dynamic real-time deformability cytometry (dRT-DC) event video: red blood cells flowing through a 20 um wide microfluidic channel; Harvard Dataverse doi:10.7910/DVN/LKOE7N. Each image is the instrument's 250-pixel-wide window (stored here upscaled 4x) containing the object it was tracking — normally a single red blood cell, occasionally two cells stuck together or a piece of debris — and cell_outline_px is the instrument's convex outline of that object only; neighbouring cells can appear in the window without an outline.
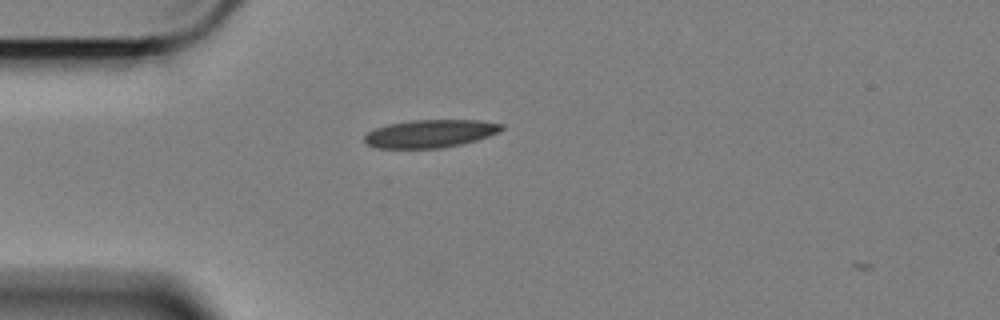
{"species": "Egyptian fruit bat (a non-hibernating species)", "species_latin": "Rousettus aegyptiacus", "temperature_condition": "cold", "stored_images_in_passage": 46, "camera_frame_rate_fps": 3000, "um_per_image_px": 0.085, "animal": {"sex": "female"}, "frame": {"image": 1, "passage_image": 3, "time_ms": 0.667, "image_size_px": [1000, 320], "cell_outline_px": [[504, 128], [488, 136], [476, 140], [444, 148], [376, 148], [364, 144], [364, 136], [368, 132], [376, 128], [388, 124], [412, 120], [480, 120], [504, 124]], "centroid_in_image_um": [36.54, 11.36], "position_along_channel_um": 48.5, "area_um2": 22.31}}
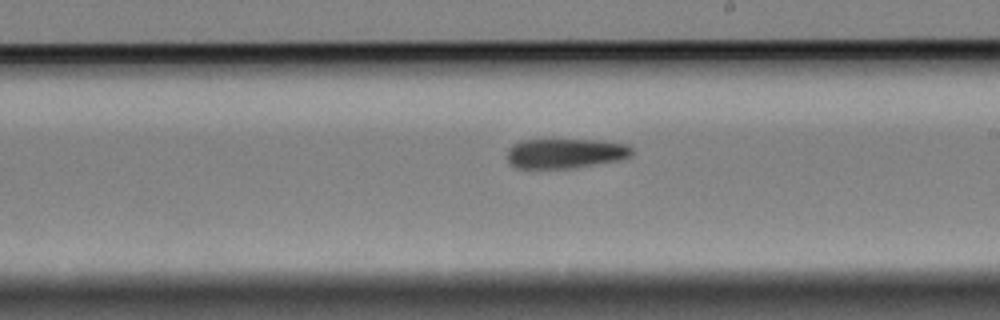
{"frame": {"image": 2, "passage_image": 21, "time_ms": 6.667, "image_size_px": [1000, 320], "cell_outline_px": [[632, 156], [624, 160], [576, 168], [516, 168], [508, 164], [508, 148], [512, 144], [520, 140], [596, 140], [628, 144], [632, 148]], "centroid_in_image_um": [48.08, 13.05], "position_along_channel_um": 240.9, "area_um2": 22.08}}
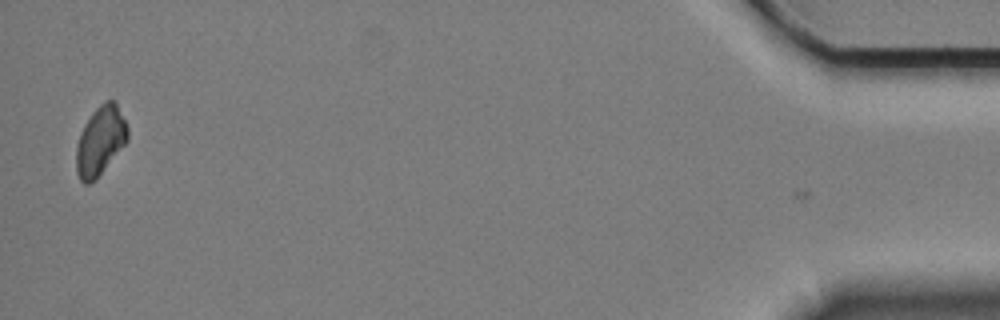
{"frame": {"image": 3, "passage_image": 45, "time_ms": 14.667, "image_size_px": [1000, 320], "cell_outline_px": [[128, 140], [96, 180], [88, 184], [84, 184], [80, 180], [76, 172], [76, 148], [80, 132], [84, 124], [92, 112], [104, 100], [116, 100], [128, 128]], "centroid_in_image_um": [8.52, 11.97], "position_along_channel_um": 426.7, "area_um2": 20.87}}